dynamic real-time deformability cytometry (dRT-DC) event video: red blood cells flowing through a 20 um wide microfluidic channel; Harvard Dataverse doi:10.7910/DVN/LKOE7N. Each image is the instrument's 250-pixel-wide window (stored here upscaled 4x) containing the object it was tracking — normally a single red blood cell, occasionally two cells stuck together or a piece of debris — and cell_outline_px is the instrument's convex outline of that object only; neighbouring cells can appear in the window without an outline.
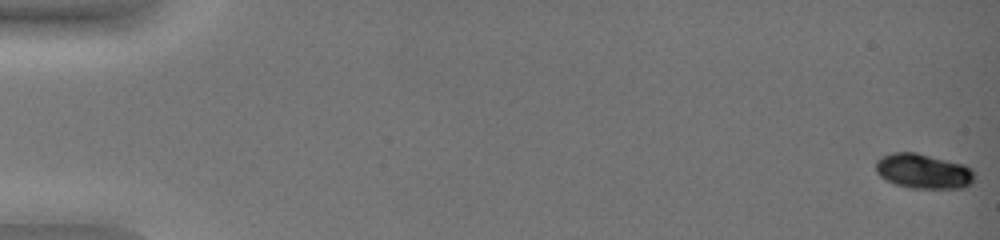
{"species": "common noctule bat (a hibernating species)", "species_latin": "Nyctalus noctula", "temperature_condition": "warm", "stored_images_in_passage": 54, "camera_frame_rate_fps": 3000, "um_per_image_px": 0.085, "animal": {"sex": "female", "body_mass_g": 19.0, "forearm_length_mm": 51.5}, "frame": {"image": 1, "passage_image": 1, "time_ms": 0.0, "image_size_px": [1000, 240], "cell_outline_px": [[976, 180], [972, 184], [964, 188], [908, 188], [884, 180], [876, 172], [876, 160], [892, 152], [916, 152], [964, 164], [972, 168]], "centroid_in_image_um": [78.51, 14.56], "position_along_channel_um": 6.5, "area_um2": 20.35}}
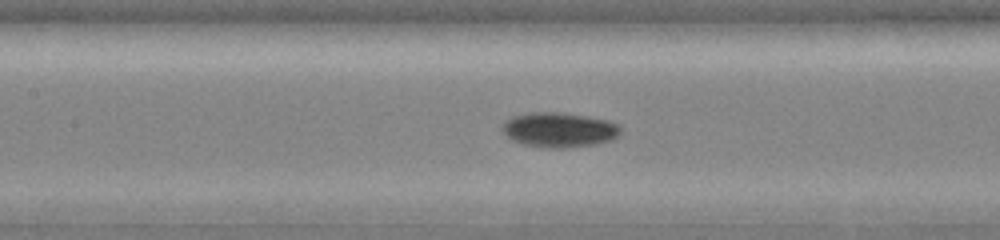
{"frame": {"image": 2, "passage_image": 28, "time_ms": 9.0, "image_size_px": [1000, 240], "cell_outline_px": [[620, 132], [612, 140], [596, 144], [564, 148], [540, 148], [520, 144], [512, 140], [500, 128], [500, 124], [504, 120], [512, 116], [528, 112], [560, 112], [588, 116], [608, 120], [620, 124]], "centroid_in_image_um": [47.48, 11.03], "position_along_channel_um": 159.9, "area_um2": 24.51}}
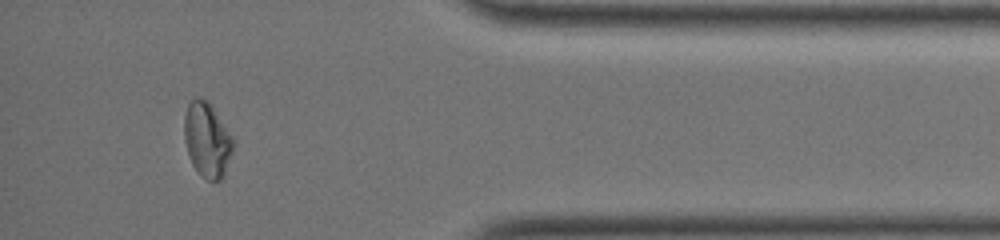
{"frame": {"image": 3, "passage_image": 50, "time_ms": 16.333, "image_size_px": [1000, 240], "cell_outline_px": [[236, 144], [224, 176], [220, 180], [208, 180], [200, 176], [192, 164], [184, 140], [184, 116], [188, 104], [196, 96], [200, 96], [208, 100], [212, 104], [232, 136]], "centroid_in_image_um": [17.63, 11.86], "position_along_channel_um": 417.6, "area_um2": 21.79}, "authors_computed_cell_mechanics": {"area_um2": 21.5016, "velocity_mm_per_s": 3.7573, "shape_relaxation_time_tau1_ms": 3.8865, "shape_relaxation_time_tau2_ms": 3.7963, "deformation_change_tau1": 0.1684, "deformation_change_tau2": 0.0453}}